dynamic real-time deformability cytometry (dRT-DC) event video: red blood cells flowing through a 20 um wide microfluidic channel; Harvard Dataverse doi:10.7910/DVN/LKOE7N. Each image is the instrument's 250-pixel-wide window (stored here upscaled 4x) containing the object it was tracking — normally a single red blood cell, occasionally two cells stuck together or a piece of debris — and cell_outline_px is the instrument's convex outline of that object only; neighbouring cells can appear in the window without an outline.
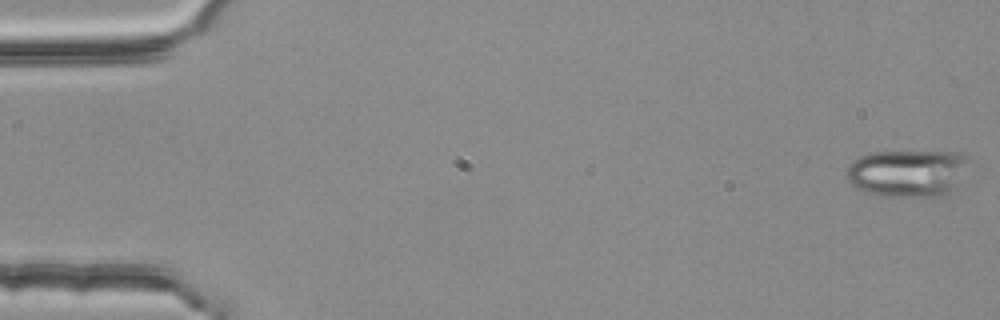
{"species": "common noctule bat (a hibernating species)", "species_latin": "Nyctalus noctula", "temperature_condition": "room temperature", "stored_images_in_passage": 4, "camera_frame_rate_fps": 3000, "um_per_image_px": 0.085, "animal": {"sex": "female", "body_mass_g": 25.1}, "frame": {"image": 1, "passage_image": 1, "time_ms": 0.0, "image_size_px": [1000, 320], "cell_outline_px": [[972, 160], [956, 184], [952, 188], [936, 196], [892, 196], [868, 192], [852, 184], [844, 176], [844, 172], [848, 164], [852, 160], [860, 156], [872, 152], [960, 152], [968, 156]], "centroid_in_image_um": [77.12, 14.67], "position_along_channel_um": 7.9, "area_um2": 33.41}}